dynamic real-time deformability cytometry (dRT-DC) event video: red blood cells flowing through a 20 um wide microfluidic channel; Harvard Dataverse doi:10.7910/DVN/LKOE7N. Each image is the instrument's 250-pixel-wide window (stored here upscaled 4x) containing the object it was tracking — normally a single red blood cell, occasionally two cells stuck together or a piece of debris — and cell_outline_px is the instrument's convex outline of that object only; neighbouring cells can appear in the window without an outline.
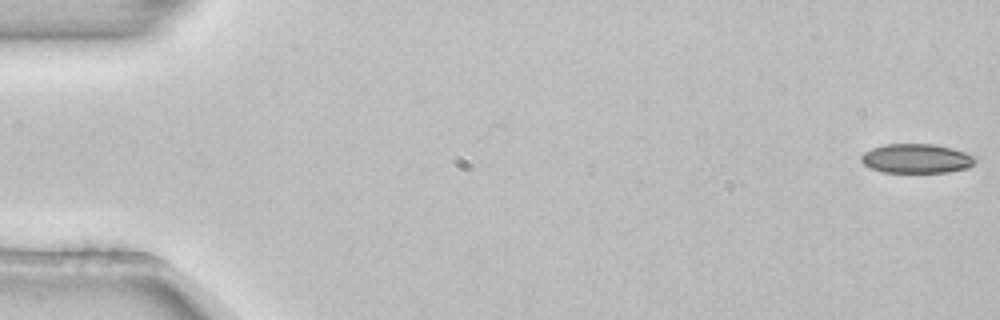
{"species": "common noctule bat (a hibernating species)", "species_latin": "Nyctalus noctula", "temperature_condition": "room temperature", "stored_images_in_passage": 5, "camera_frame_rate_fps": 3000, "um_per_image_px": 0.085, "animal": {"sex": "female", "body_mass_g": 22.7, "forearm_length_mm": 54.2}, "frame": {"image": 1, "passage_image": 1, "time_ms": 0.0, "image_size_px": [1000, 320], "cell_outline_px": [[980, 160], [968, 168], [948, 172], [884, 172], [872, 168], [864, 164], [860, 160], [860, 156], [864, 152], [872, 148], [884, 144], [936, 144], [952, 148], [980, 156]], "centroid_in_image_um": [77.99, 13.47], "position_along_channel_um": 7.0, "area_um2": 19.83}}
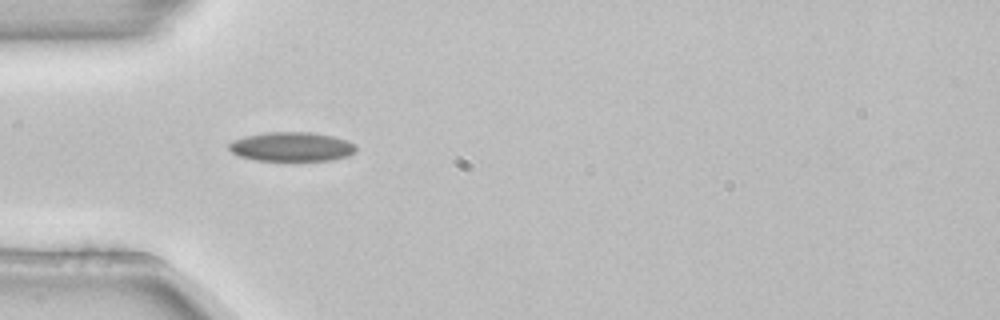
{"frame": {"image": 2, "passage_image": 4, "time_ms": 1.0, "image_size_px": [1000, 320], "cell_outline_px": [[356, 152], [348, 156], [332, 160], [256, 160], [240, 156], [232, 152], [228, 148], [228, 144], [232, 140], [244, 136], [264, 132], [312, 132], [332, 136], [356, 144]], "centroid_in_image_um": [24.78, 12.46], "position_along_channel_um": 60.2, "area_um2": 21.68}}